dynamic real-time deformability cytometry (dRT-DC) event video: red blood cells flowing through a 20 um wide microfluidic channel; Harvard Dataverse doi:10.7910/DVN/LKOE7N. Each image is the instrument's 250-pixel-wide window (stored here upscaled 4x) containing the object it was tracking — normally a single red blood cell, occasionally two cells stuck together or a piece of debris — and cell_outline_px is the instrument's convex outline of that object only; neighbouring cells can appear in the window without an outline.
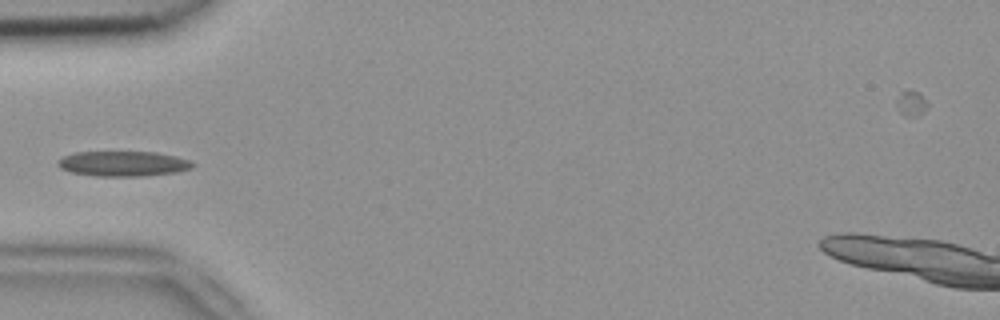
{"species": "common noctule bat (a hibernating species)", "species_latin": "Nyctalus noctula", "temperature_condition": "room temperature", "stored_images_in_passage": 36, "camera_frame_rate_fps": 3000, "um_per_image_px": 0.085, "animal": {"sex": "female", "body_mass_g": 18.4}, "frame": {"image": 1, "passage_image": 1, "time_ms": 0.0, "image_size_px": [1000, 320], "cell_outline_px": [[196, 164], [192, 168], [176, 172], [144, 176], [96, 176], [72, 172], [60, 168], [56, 164], [56, 160], [64, 156], [76, 152], [156, 152], [176, 156], [192, 160]], "centroid_in_image_um": [10.49, 13.91], "position_along_channel_um": 74.5, "area_um2": 19.88}}
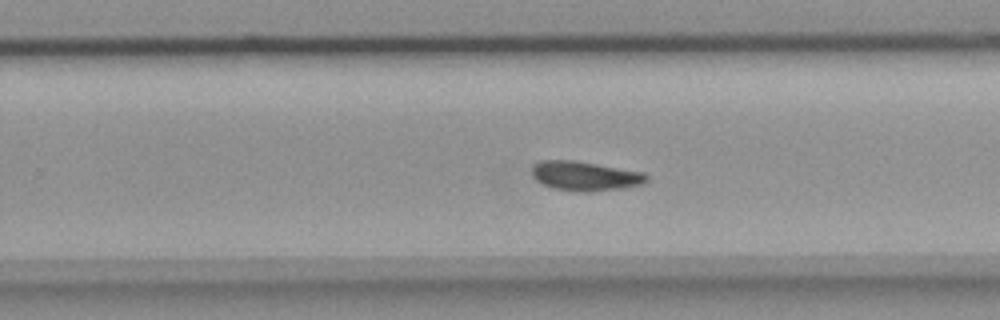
{"frame": {"image": 2, "passage_image": 17, "time_ms": 5.333, "image_size_px": [1000, 320], "cell_outline_px": [[648, 180], [644, 184], [620, 188], [588, 192], [576, 192], [552, 188], [536, 180], [532, 176], [532, 164], [540, 160], [572, 160], [644, 172], [648, 176]], "centroid_in_image_um": [49.7, 14.96], "position_along_channel_um": 280.1, "area_um2": 19.71}}
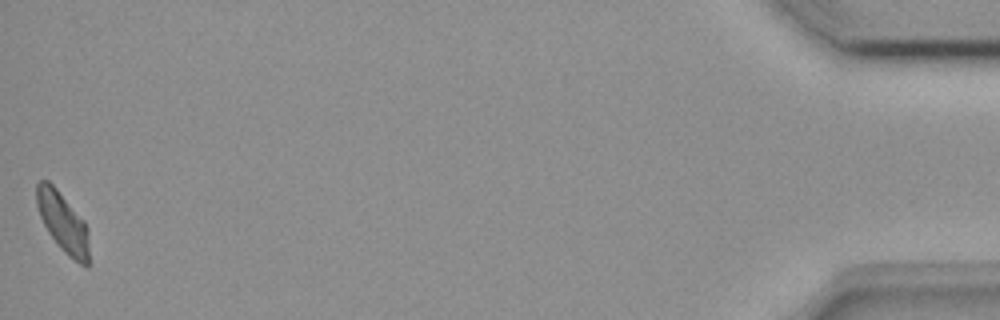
{"frame": {"image": 3, "passage_image": 36, "time_ms": 11.667, "image_size_px": [1000, 320], "cell_outline_px": [[92, 264], [88, 268], [80, 264], [68, 256], [60, 248], [48, 232], [40, 216], [36, 204], [36, 184], [40, 180], [48, 180], [56, 188], [84, 220], [88, 228]], "centroid_in_image_um": [5.41, 18.98], "position_along_channel_um": 429.8, "area_um2": 18.84}}